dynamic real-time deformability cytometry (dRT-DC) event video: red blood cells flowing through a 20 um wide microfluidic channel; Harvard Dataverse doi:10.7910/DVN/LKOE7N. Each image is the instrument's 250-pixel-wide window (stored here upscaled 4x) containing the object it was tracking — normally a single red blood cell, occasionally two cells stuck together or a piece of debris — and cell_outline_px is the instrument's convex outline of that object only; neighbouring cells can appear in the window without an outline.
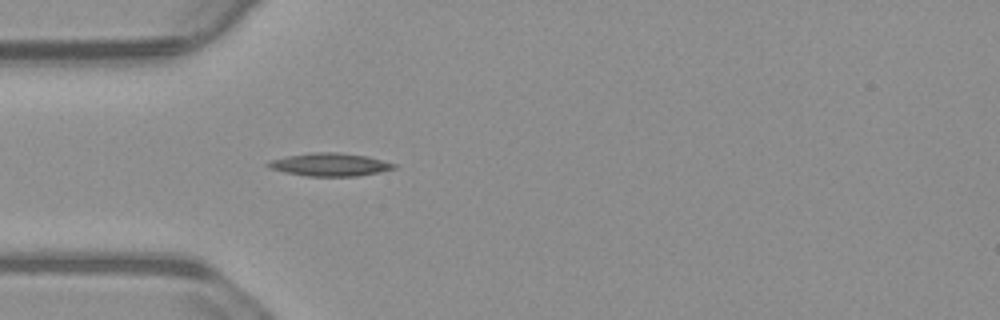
{"species": "common noctule bat (a hibernating species)", "species_latin": "Nyctalus noctula", "temperature_condition": "warm", "stored_images_in_passage": 12, "camera_frame_rate_fps": 3000, "um_per_image_px": 0.085, "animal": {"sex": "male", "body_mass_g": 23.1, "forearm_length_mm": 52.7}, "frame": {"image": 1, "passage_image": 4, "time_ms": 1.0, "image_size_px": [1000, 320], "cell_outline_px": [[396, 168], [380, 172], [356, 176], [308, 176], [284, 172], [272, 168], [264, 164], [268, 160], [288, 156], [312, 152], [336, 152], [368, 156], [396, 164]], "centroid_in_image_um": [28.03, 13.98], "position_along_channel_um": 57.0, "area_um2": 16.82}}
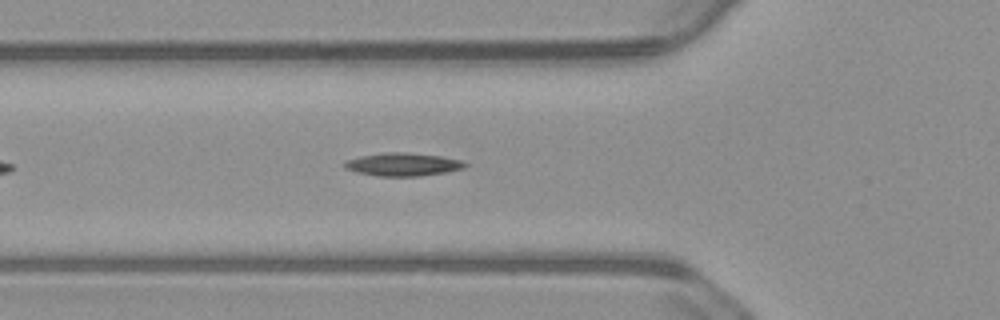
{"frame": {"image": 2, "passage_image": 7, "time_ms": 2.0, "image_size_px": [1000, 320], "cell_outline_px": [[468, 164], [464, 168], [444, 172], [420, 176], [376, 176], [356, 172], [344, 168], [344, 160], [360, 156], [384, 152], [408, 152], [440, 156], [460, 160]], "centroid_in_image_um": [34.19, 13.97], "position_along_channel_um": 91.6, "area_um2": 16.24}}